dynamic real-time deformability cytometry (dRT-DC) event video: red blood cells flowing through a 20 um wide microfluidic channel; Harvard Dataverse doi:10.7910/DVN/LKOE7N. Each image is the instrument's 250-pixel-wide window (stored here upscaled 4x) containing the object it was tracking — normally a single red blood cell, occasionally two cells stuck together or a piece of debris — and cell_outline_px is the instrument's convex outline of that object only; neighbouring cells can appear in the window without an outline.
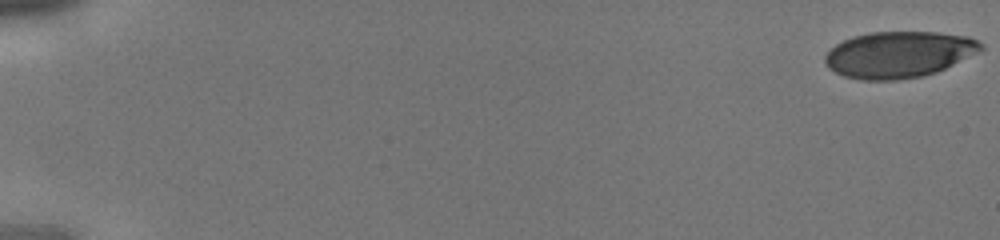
{"species": "human", "species_latin": "Homo sapiens", "temperature_condition": "cold", "stored_images_in_passage": 44, "segment_of_instrument_passage": [1, 2], "camera_frame_rate_fps": 3000, "um_per_image_px": 0.085, "donor": {"sex": "male"}, "frame": {"image": 1, "passage_image": 1, "time_ms": 0.0, "image_size_px": [1000, 240], "cell_outline_px": [[984, 48], [936, 72], [920, 76], [896, 80], [860, 80], [844, 76], [828, 68], [824, 64], [824, 56], [836, 44], [852, 36], [872, 32], [940, 32], [968, 36], [984, 44]], "centroid_in_image_um": [76.36, 4.63], "position_along_channel_um": 8.6, "area_um2": 41.85}}
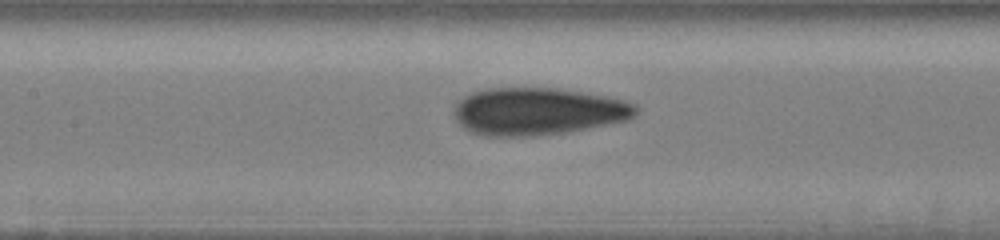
{"frame": {"image": 2, "passage_image": 22, "time_ms": 7.0, "image_size_px": [1000, 240], "cell_outline_px": [[640, 112], [632, 120], [568, 132], [536, 136], [484, 136], [472, 132], [464, 128], [456, 120], [452, 112], [452, 104], [464, 96], [472, 92], [488, 88], [556, 88], [604, 96], [624, 100], [636, 104], [640, 108]], "centroid_in_image_um": [45.73, 9.48], "position_along_channel_um": 161.7, "area_um2": 50.98}}
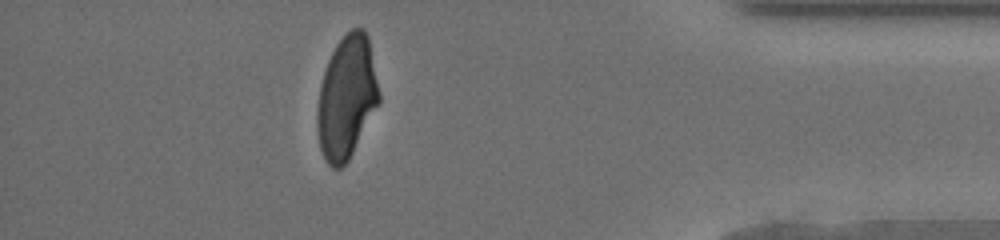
{"frame": {"image": 3, "passage_image": 39, "time_ms": 12.667, "image_size_px": [1000, 240], "cell_outline_px": [[380, 100], [348, 160], [340, 168], [332, 168], [328, 164], [320, 148], [316, 128], [316, 116], [320, 88], [324, 72], [328, 60], [336, 44], [352, 28], [364, 28], [368, 36], [380, 92]], "centroid_in_image_um": [29.46, 8.26], "position_along_channel_um": 405.7, "area_um2": 43.81}}